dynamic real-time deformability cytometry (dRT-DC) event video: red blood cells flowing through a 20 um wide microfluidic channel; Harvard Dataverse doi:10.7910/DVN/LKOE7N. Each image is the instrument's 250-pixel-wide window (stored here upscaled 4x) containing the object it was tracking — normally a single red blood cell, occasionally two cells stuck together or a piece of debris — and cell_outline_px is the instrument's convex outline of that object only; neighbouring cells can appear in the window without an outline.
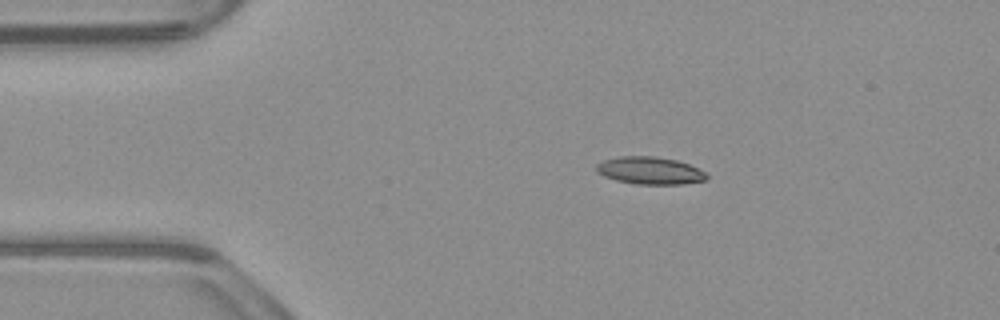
{"species": "common noctule bat (a hibernating species)", "species_latin": "Nyctalus noctula", "temperature_condition": "warm", "stored_images_in_passage": 52, "camera_frame_rate_fps": 3000, "um_per_image_px": 0.085, "animal": {"sex": "male", "body_mass_g": 23.1, "forearm_length_mm": 52.7}, "frame": {"image": 1, "passage_image": 9, "time_ms": 2.667, "image_size_px": [1000, 320], "cell_outline_px": [[708, 180], [684, 184], [636, 184], [616, 180], [604, 176], [596, 172], [596, 164], [604, 160], [620, 156], [656, 156], [676, 160], [688, 164], [704, 172], [708, 176]], "centroid_in_image_um": [55.23, 14.5], "position_along_channel_um": 29.8, "area_um2": 17.63}}
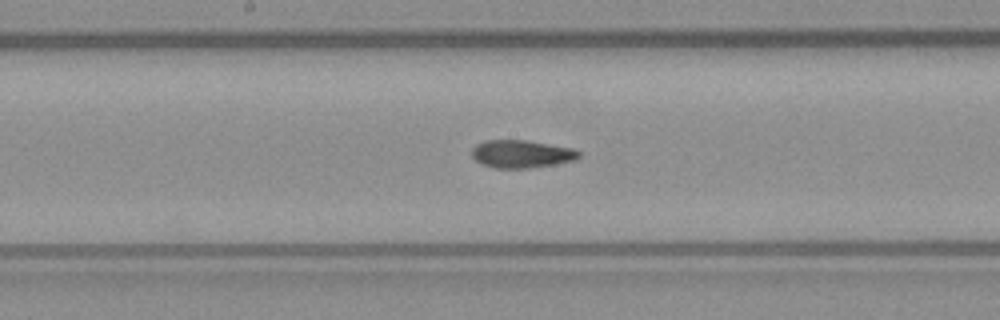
{"frame": {"image": 2, "passage_image": 26, "time_ms": 8.333, "image_size_px": [1000, 320], "cell_outline_px": [[580, 156], [576, 160], [556, 164], [528, 168], [492, 168], [476, 160], [472, 156], [472, 148], [476, 144], [484, 140], [524, 140], [576, 148], [580, 152]], "centroid_in_image_um": [44.35, 13.08], "position_along_channel_um": 203.8, "area_um2": 17.46}}
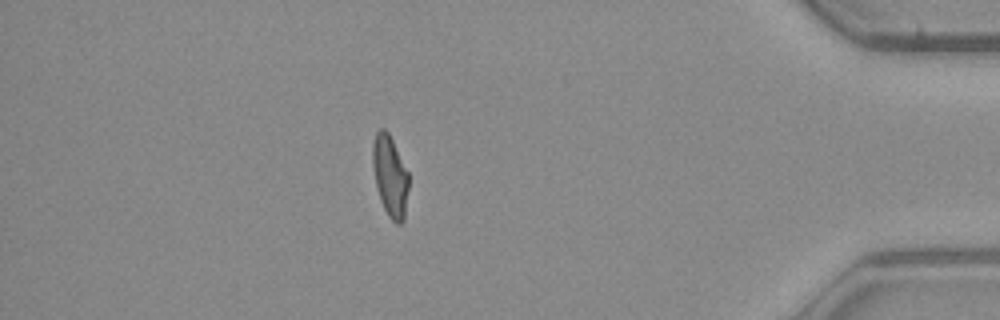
{"frame": {"image": 3, "passage_image": 45, "time_ms": 14.667, "image_size_px": [1000, 320], "cell_outline_px": [[408, 188], [404, 220], [400, 224], [396, 224], [388, 216], [380, 200], [376, 184], [372, 164], [372, 144], [376, 132], [380, 128], [384, 128], [388, 132], [408, 172]], "centroid_in_image_um": [33.14, 14.96], "position_along_channel_um": 402.1, "area_um2": 16.94}, "authors_computed_cell_mechanics": {"area_um2": 17.4556, "velocity_mm_per_s": 3.9109, "shape_relaxation_time_tau1_ms": null, "shape_relaxation_time_tau2_ms": 3.3834, "deformation_change_tau1": null, "deformation_change_tau2": 0.1115}}